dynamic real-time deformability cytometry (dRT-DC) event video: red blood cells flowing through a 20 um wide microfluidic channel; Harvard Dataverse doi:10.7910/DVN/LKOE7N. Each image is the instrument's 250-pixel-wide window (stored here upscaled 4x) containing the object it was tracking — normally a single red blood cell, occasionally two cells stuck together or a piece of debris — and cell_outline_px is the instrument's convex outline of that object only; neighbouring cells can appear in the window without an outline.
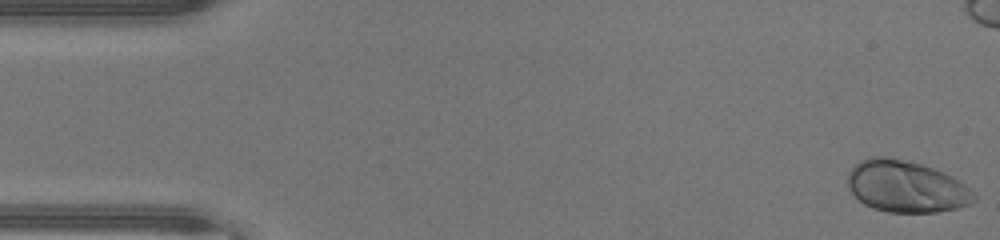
{"species": "human", "species_latin": "Homo sapiens", "temperature_condition": "warm", "stored_images_in_passage": 46, "camera_frame_rate_fps": 3000, "um_per_image_px": 0.085, "donor": {"sex": "male"}, "frame": {"image": 1, "passage_image": 1, "time_ms": 0.0, "image_size_px": [1000, 240], "cell_outline_px": [[976, 200], [968, 204], [956, 208], [936, 212], [888, 212], [872, 208], [864, 204], [848, 188], [848, 172], [860, 160], [868, 156], [884, 156], [920, 164], [932, 168], [952, 176], [976, 192]], "centroid_in_image_um": [77.02, 15.86], "position_along_channel_um": 8.0, "area_um2": 37.92}}
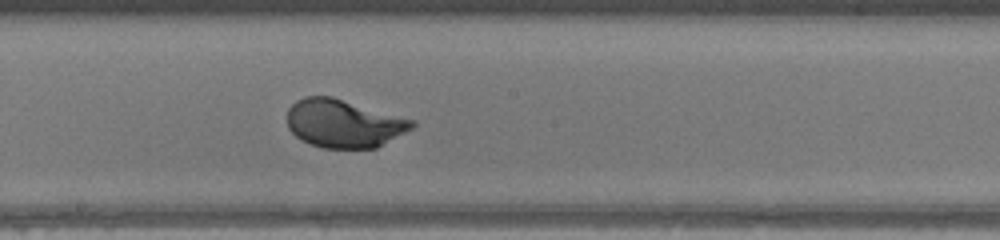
{"frame": {"image": 2, "passage_image": 25, "time_ms": 8.0, "image_size_px": [1000, 240], "cell_outline_px": [[416, 124], [412, 128], [376, 148], [324, 148], [300, 140], [288, 128], [288, 108], [296, 100], [304, 96], [332, 96], [412, 120]], "centroid_in_image_um": [29.17, 10.49], "position_along_channel_um": 219.0, "area_um2": 34.68}}
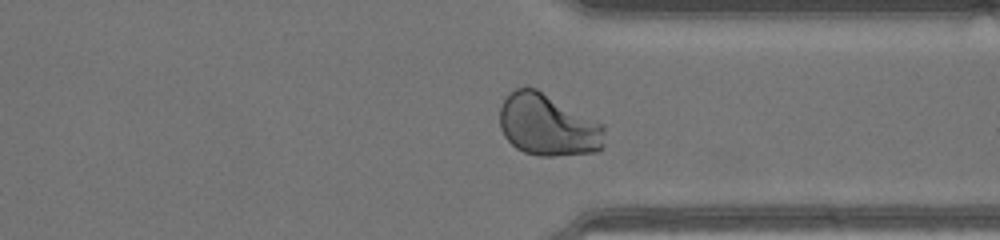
{"frame": {"image": 3, "passage_image": 35, "time_ms": 11.333, "image_size_px": [1000, 240], "cell_outline_px": [[604, 148], [596, 152], [552, 156], [540, 156], [524, 152], [516, 148], [504, 136], [500, 128], [500, 108], [504, 100], [516, 88], [536, 88], [604, 124]], "centroid_in_image_um": [46.59, 10.65], "position_along_channel_um": 364.8, "area_um2": 37.8}, "authors_computed_cell_mechanics": {"area_um2": 35.3736, "velocity_mm_per_s": 4.4061, "shape_relaxation_time_tau1_ms": 2.3509, "shape_relaxation_time_tau2_ms": null, "deformation_change_tau1": 0.1788, "deformation_change_tau2": null}}